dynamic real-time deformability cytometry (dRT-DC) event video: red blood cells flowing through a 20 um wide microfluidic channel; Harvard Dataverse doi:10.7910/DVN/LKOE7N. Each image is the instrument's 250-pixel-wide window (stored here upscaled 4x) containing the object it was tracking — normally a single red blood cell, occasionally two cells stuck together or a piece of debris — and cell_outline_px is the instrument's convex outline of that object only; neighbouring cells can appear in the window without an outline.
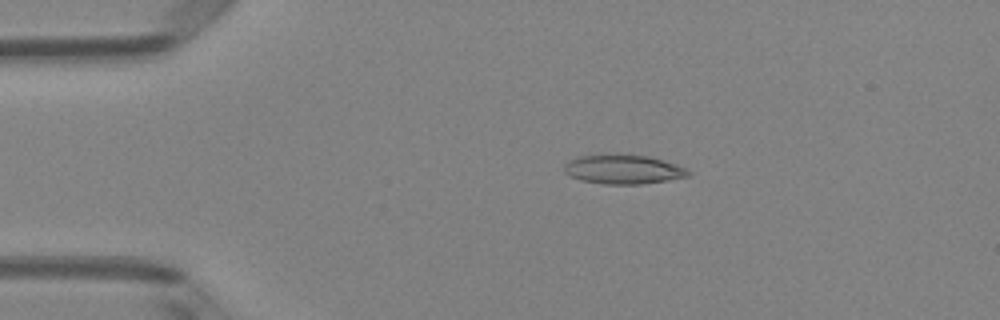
{"species": "Egyptian fruit bat (a non-hibernating species)", "species_latin": "Rousettus aegyptiacus", "temperature_condition": "room temperature", "stored_images_in_passage": 41, "camera_frame_rate_fps": 3000, "um_per_image_px": 0.085, "animal": {"sex": "female"}, "frame": {"image": 1, "passage_image": 2, "time_ms": 0.333, "image_size_px": [1000, 320], "cell_outline_px": [[692, 172], [688, 176], [668, 180], [640, 184], [604, 184], [580, 180], [564, 172], [564, 164], [568, 160], [576, 156], [596, 152], [604, 152], [648, 156], [676, 164]], "centroid_in_image_um": [52.89, 14.35], "position_along_channel_um": 32.1, "area_um2": 21.73}}
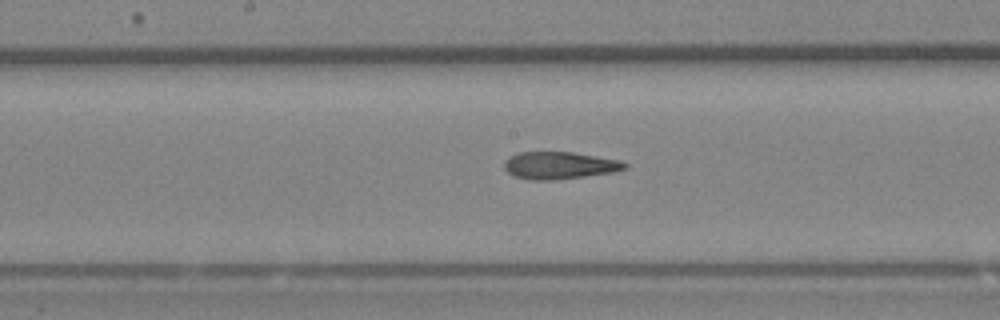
{"frame": {"image": 2, "passage_image": 18, "time_ms": 5.667, "image_size_px": [1000, 320], "cell_outline_px": [[628, 168], [612, 172], [584, 176], [552, 180], [532, 180], [512, 176], [504, 168], [504, 160], [516, 152], [572, 152], [620, 160], [628, 164]], "centroid_in_image_um": [47.52, 14.05], "position_along_channel_um": 200.7, "area_um2": 19.19}}
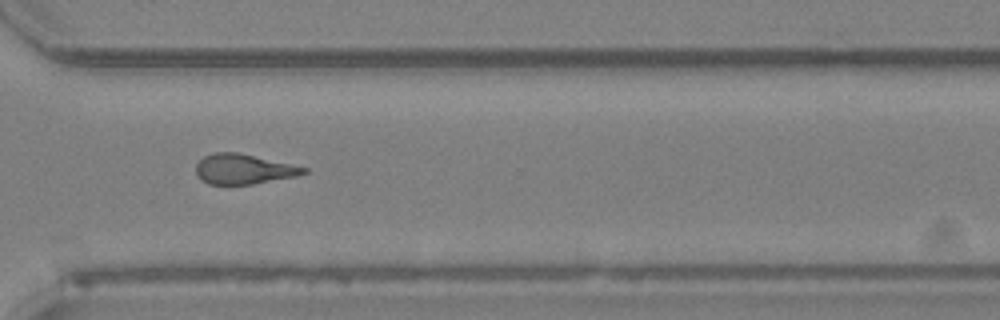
{"frame": {"image": 3, "passage_image": 29, "time_ms": 9.333, "image_size_px": [1000, 320], "cell_outline_px": [[308, 172], [296, 176], [252, 184], [208, 184], [196, 176], [196, 164], [204, 156], [212, 152], [236, 152], [308, 168]], "centroid_in_image_um": [20.66, 14.37], "position_along_channel_um": 349.9, "area_um2": 18.67}, "authors_computed_cell_mechanics": {"area_um2": 19.074, "velocity_mm_per_s": 4.0759, "shape_relaxation_time_tau1_ms": null, "shape_relaxation_time_tau2_ms": 6.1183, "deformation_change_tau1": null, "deformation_change_tau2": 0.173}}